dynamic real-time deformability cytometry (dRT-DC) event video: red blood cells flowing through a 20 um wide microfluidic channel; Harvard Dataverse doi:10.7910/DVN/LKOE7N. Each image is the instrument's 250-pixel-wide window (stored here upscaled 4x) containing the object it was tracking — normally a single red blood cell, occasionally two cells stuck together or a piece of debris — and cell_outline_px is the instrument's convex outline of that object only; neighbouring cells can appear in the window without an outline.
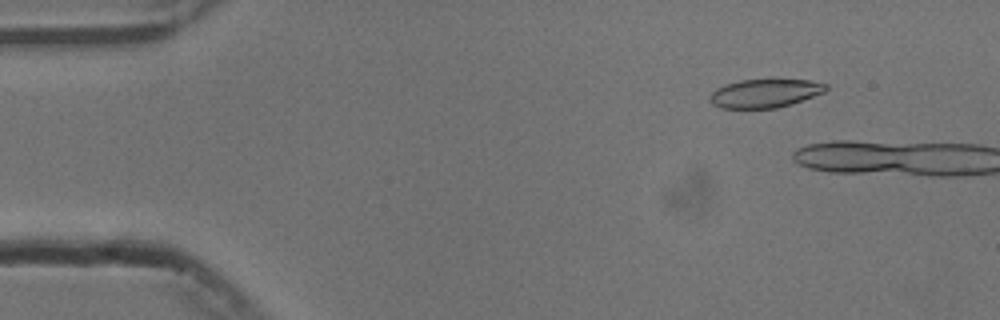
{"species": "common noctule bat (a hibernating species)", "species_latin": "Nyctalus noctula", "temperature_condition": "cold", "stored_images_in_passage": 9, "camera_frame_rate_fps": 3000, "um_per_image_px": 0.085, "animal": {"sex": "male", "body_mass_g": 13.3}, "frame": {"image": 1, "passage_image": 7, "time_ms": 2.0, "image_size_px": [1000, 320], "cell_outline_px": [[828, 88], [824, 92], [792, 104], [776, 108], [720, 108], [712, 104], [708, 100], [708, 96], [716, 88], [724, 84], [740, 80], [812, 80], [828, 84]], "centroid_in_image_um": [64.99, 7.93], "position_along_channel_um": 20.0, "area_um2": 19.42}}